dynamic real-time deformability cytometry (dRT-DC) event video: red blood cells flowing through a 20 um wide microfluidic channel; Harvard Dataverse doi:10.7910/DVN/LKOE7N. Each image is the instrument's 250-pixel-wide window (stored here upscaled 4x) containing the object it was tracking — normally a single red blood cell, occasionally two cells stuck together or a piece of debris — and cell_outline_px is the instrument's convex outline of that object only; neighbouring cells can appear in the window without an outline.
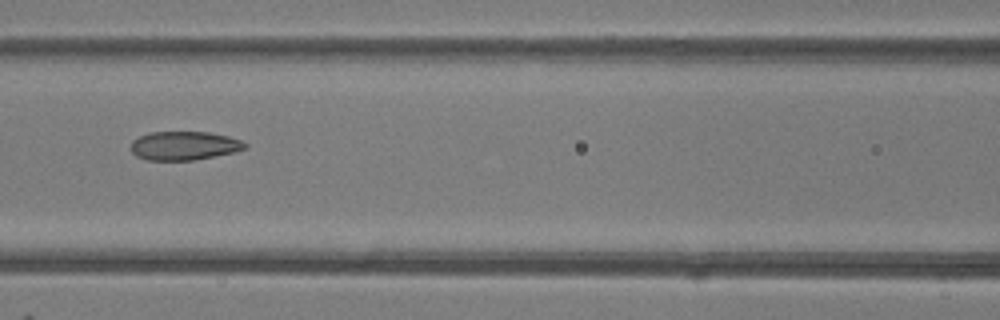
{"species": "common noctule bat (a hibernating species)", "species_latin": "Nyctalus noctula", "temperature_condition": "room temperature", "stored_images_in_passage": 8, "camera_frame_rate_fps": 3000, "um_per_image_px": 0.085, "animal": {"sex": "female"}, "frame": {"image": 1, "passage_image": 8, "time_ms": 8.0, "image_size_px": [1000, 320], "cell_outline_px": [[248, 148], [236, 152], [192, 160], [148, 160], [136, 156], [132, 152], [132, 140], [148, 132], [208, 132], [228, 136], [240, 140], [248, 144]], "centroid_in_image_um": [15.68, 12.38], "position_along_channel_um": 150.9, "area_um2": 19.13}}